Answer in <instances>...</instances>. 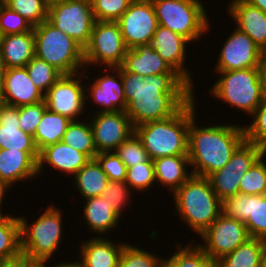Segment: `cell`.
Returning a JSON list of instances; mask_svg holds the SVG:
<instances>
[{"label": "cell", "instance_id": "6da1fadb", "mask_svg": "<svg viewBox=\"0 0 266 267\" xmlns=\"http://www.w3.org/2000/svg\"><path fill=\"white\" fill-rule=\"evenodd\" d=\"M196 115L190 119L188 128V157L191 173L208 177L222 169L236 149L246 140L243 125H214L197 127Z\"/></svg>", "mask_w": 266, "mask_h": 267}, {"label": "cell", "instance_id": "7a4b0ae2", "mask_svg": "<svg viewBox=\"0 0 266 267\" xmlns=\"http://www.w3.org/2000/svg\"><path fill=\"white\" fill-rule=\"evenodd\" d=\"M195 96L175 115L134 127L151 160L188 155V128L196 113Z\"/></svg>", "mask_w": 266, "mask_h": 267}, {"label": "cell", "instance_id": "3957f363", "mask_svg": "<svg viewBox=\"0 0 266 267\" xmlns=\"http://www.w3.org/2000/svg\"><path fill=\"white\" fill-rule=\"evenodd\" d=\"M173 196L181 220L198 235L222 213V201L207 177L192 175Z\"/></svg>", "mask_w": 266, "mask_h": 267}, {"label": "cell", "instance_id": "277c9868", "mask_svg": "<svg viewBox=\"0 0 266 267\" xmlns=\"http://www.w3.org/2000/svg\"><path fill=\"white\" fill-rule=\"evenodd\" d=\"M33 30L35 56L46 61L62 75L80 73L85 67L84 49L48 20L34 26Z\"/></svg>", "mask_w": 266, "mask_h": 267}, {"label": "cell", "instance_id": "5b68a950", "mask_svg": "<svg viewBox=\"0 0 266 267\" xmlns=\"http://www.w3.org/2000/svg\"><path fill=\"white\" fill-rule=\"evenodd\" d=\"M219 79L210 89V95L245 114L252 115L263 101L266 88L258 68L216 71Z\"/></svg>", "mask_w": 266, "mask_h": 267}, {"label": "cell", "instance_id": "8992f818", "mask_svg": "<svg viewBox=\"0 0 266 267\" xmlns=\"http://www.w3.org/2000/svg\"><path fill=\"white\" fill-rule=\"evenodd\" d=\"M61 212L56 205H51L31 226L25 220L27 218L19 217L21 252L38 264H46L62 242Z\"/></svg>", "mask_w": 266, "mask_h": 267}, {"label": "cell", "instance_id": "52a82bcc", "mask_svg": "<svg viewBox=\"0 0 266 267\" xmlns=\"http://www.w3.org/2000/svg\"><path fill=\"white\" fill-rule=\"evenodd\" d=\"M126 103L149 100H191L193 87L180 74L141 77L121 67Z\"/></svg>", "mask_w": 266, "mask_h": 267}, {"label": "cell", "instance_id": "ba28073f", "mask_svg": "<svg viewBox=\"0 0 266 267\" xmlns=\"http://www.w3.org/2000/svg\"><path fill=\"white\" fill-rule=\"evenodd\" d=\"M151 1L158 25L182 35L190 43L209 30L210 23L200 0Z\"/></svg>", "mask_w": 266, "mask_h": 267}, {"label": "cell", "instance_id": "9c48e42d", "mask_svg": "<svg viewBox=\"0 0 266 267\" xmlns=\"http://www.w3.org/2000/svg\"><path fill=\"white\" fill-rule=\"evenodd\" d=\"M127 50L117 22L95 21L90 41L84 49L85 68L90 64L121 67Z\"/></svg>", "mask_w": 266, "mask_h": 267}, {"label": "cell", "instance_id": "30bf717a", "mask_svg": "<svg viewBox=\"0 0 266 267\" xmlns=\"http://www.w3.org/2000/svg\"><path fill=\"white\" fill-rule=\"evenodd\" d=\"M73 38L83 49L88 45L95 23L92 5L84 0H66L48 5V19Z\"/></svg>", "mask_w": 266, "mask_h": 267}, {"label": "cell", "instance_id": "8fae6325", "mask_svg": "<svg viewBox=\"0 0 266 267\" xmlns=\"http://www.w3.org/2000/svg\"><path fill=\"white\" fill-rule=\"evenodd\" d=\"M265 153L266 150L261 146L245 140L233 153L225 167L214 171L207 177L217 197L224 201L239 193L241 177Z\"/></svg>", "mask_w": 266, "mask_h": 267}, {"label": "cell", "instance_id": "7c38bea8", "mask_svg": "<svg viewBox=\"0 0 266 267\" xmlns=\"http://www.w3.org/2000/svg\"><path fill=\"white\" fill-rule=\"evenodd\" d=\"M200 236L204 242L198 245L215 262L250 239L245 223L224 213H221Z\"/></svg>", "mask_w": 266, "mask_h": 267}, {"label": "cell", "instance_id": "4fadbf2b", "mask_svg": "<svg viewBox=\"0 0 266 267\" xmlns=\"http://www.w3.org/2000/svg\"><path fill=\"white\" fill-rule=\"evenodd\" d=\"M83 75L85 74L62 75L44 95L47 109L72 121H78L80 115L85 112L83 108L89 98L85 92L87 88L81 83ZM78 116L79 118H76Z\"/></svg>", "mask_w": 266, "mask_h": 267}, {"label": "cell", "instance_id": "5bb4252c", "mask_svg": "<svg viewBox=\"0 0 266 267\" xmlns=\"http://www.w3.org/2000/svg\"><path fill=\"white\" fill-rule=\"evenodd\" d=\"M116 22L128 49L151 44L158 26L151 0H133Z\"/></svg>", "mask_w": 266, "mask_h": 267}, {"label": "cell", "instance_id": "9a60e30c", "mask_svg": "<svg viewBox=\"0 0 266 267\" xmlns=\"http://www.w3.org/2000/svg\"><path fill=\"white\" fill-rule=\"evenodd\" d=\"M222 213L244 222L250 238L266 239V195L239 192L222 201Z\"/></svg>", "mask_w": 266, "mask_h": 267}, {"label": "cell", "instance_id": "2e32d148", "mask_svg": "<svg viewBox=\"0 0 266 267\" xmlns=\"http://www.w3.org/2000/svg\"><path fill=\"white\" fill-rule=\"evenodd\" d=\"M90 124L97 153L114 152L132 133L134 127L125 111L95 113Z\"/></svg>", "mask_w": 266, "mask_h": 267}, {"label": "cell", "instance_id": "e0dca14e", "mask_svg": "<svg viewBox=\"0 0 266 267\" xmlns=\"http://www.w3.org/2000/svg\"><path fill=\"white\" fill-rule=\"evenodd\" d=\"M261 52L246 33L235 28L220 50L215 71L255 68Z\"/></svg>", "mask_w": 266, "mask_h": 267}, {"label": "cell", "instance_id": "ac0fdd59", "mask_svg": "<svg viewBox=\"0 0 266 267\" xmlns=\"http://www.w3.org/2000/svg\"><path fill=\"white\" fill-rule=\"evenodd\" d=\"M186 44L188 46L190 42L182 35L160 25L157 26L151 42L159 56L194 88L190 71L184 67L186 65L185 58H187Z\"/></svg>", "mask_w": 266, "mask_h": 267}, {"label": "cell", "instance_id": "d6986e66", "mask_svg": "<svg viewBox=\"0 0 266 267\" xmlns=\"http://www.w3.org/2000/svg\"><path fill=\"white\" fill-rule=\"evenodd\" d=\"M44 101V94L34 85L26 67L7 68L1 103L20 107Z\"/></svg>", "mask_w": 266, "mask_h": 267}, {"label": "cell", "instance_id": "ffe728a7", "mask_svg": "<svg viewBox=\"0 0 266 267\" xmlns=\"http://www.w3.org/2000/svg\"><path fill=\"white\" fill-rule=\"evenodd\" d=\"M109 70H113V75L107 73L104 76L97 77L96 81L94 80L92 84L88 85L90 87L88 92L89 96L93 98L92 101L98 104L99 107L102 106L97 113L125 111L126 100L121 67H113L109 68Z\"/></svg>", "mask_w": 266, "mask_h": 267}, {"label": "cell", "instance_id": "44dd1931", "mask_svg": "<svg viewBox=\"0 0 266 267\" xmlns=\"http://www.w3.org/2000/svg\"><path fill=\"white\" fill-rule=\"evenodd\" d=\"M39 151L0 149V180L10 186L38 175Z\"/></svg>", "mask_w": 266, "mask_h": 267}, {"label": "cell", "instance_id": "7402d4cb", "mask_svg": "<svg viewBox=\"0 0 266 267\" xmlns=\"http://www.w3.org/2000/svg\"><path fill=\"white\" fill-rule=\"evenodd\" d=\"M90 161V158L76 150L75 148L65 144L62 141L48 145L39 151L37 161V172L42 173L45 163L50 164L52 168L58 169L60 172L75 175L83 166Z\"/></svg>", "mask_w": 266, "mask_h": 267}, {"label": "cell", "instance_id": "603a6c76", "mask_svg": "<svg viewBox=\"0 0 266 267\" xmlns=\"http://www.w3.org/2000/svg\"><path fill=\"white\" fill-rule=\"evenodd\" d=\"M228 12L237 29L246 33L261 49H266V13L241 0H232Z\"/></svg>", "mask_w": 266, "mask_h": 267}, {"label": "cell", "instance_id": "cb8c5ba5", "mask_svg": "<svg viewBox=\"0 0 266 267\" xmlns=\"http://www.w3.org/2000/svg\"><path fill=\"white\" fill-rule=\"evenodd\" d=\"M0 149L38 151L33 136L19 125V107L0 102Z\"/></svg>", "mask_w": 266, "mask_h": 267}, {"label": "cell", "instance_id": "d4e9b609", "mask_svg": "<svg viewBox=\"0 0 266 267\" xmlns=\"http://www.w3.org/2000/svg\"><path fill=\"white\" fill-rule=\"evenodd\" d=\"M121 67L141 77L158 74H178L162 59L151 44L128 49Z\"/></svg>", "mask_w": 266, "mask_h": 267}, {"label": "cell", "instance_id": "484cf974", "mask_svg": "<svg viewBox=\"0 0 266 267\" xmlns=\"http://www.w3.org/2000/svg\"><path fill=\"white\" fill-rule=\"evenodd\" d=\"M190 100H149L128 101L125 113L133 127L140 124L162 120L177 114Z\"/></svg>", "mask_w": 266, "mask_h": 267}, {"label": "cell", "instance_id": "4316f807", "mask_svg": "<svg viewBox=\"0 0 266 267\" xmlns=\"http://www.w3.org/2000/svg\"><path fill=\"white\" fill-rule=\"evenodd\" d=\"M34 30L0 36V60L7 68L25 67L35 56Z\"/></svg>", "mask_w": 266, "mask_h": 267}, {"label": "cell", "instance_id": "83f0119b", "mask_svg": "<svg viewBox=\"0 0 266 267\" xmlns=\"http://www.w3.org/2000/svg\"><path fill=\"white\" fill-rule=\"evenodd\" d=\"M103 236L93 237L81 245L80 260L85 267H118L122 249L126 243L114 242Z\"/></svg>", "mask_w": 266, "mask_h": 267}, {"label": "cell", "instance_id": "f1b7e54d", "mask_svg": "<svg viewBox=\"0 0 266 267\" xmlns=\"http://www.w3.org/2000/svg\"><path fill=\"white\" fill-rule=\"evenodd\" d=\"M155 179L170 188L174 193L180 188L193 174L187 172V167L191 165L188 155L165 156L153 160Z\"/></svg>", "mask_w": 266, "mask_h": 267}, {"label": "cell", "instance_id": "f546056e", "mask_svg": "<svg viewBox=\"0 0 266 267\" xmlns=\"http://www.w3.org/2000/svg\"><path fill=\"white\" fill-rule=\"evenodd\" d=\"M85 200L82 217L92 232L99 235L106 234L111 229H116L115 227L119 226L121 217L112 209L106 198L97 196Z\"/></svg>", "mask_w": 266, "mask_h": 267}, {"label": "cell", "instance_id": "4dcf8cb0", "mask_svg": "<svg viewBox=\"0 0 266 267\" xmlns=\"http://www.w3.org/2000/svg\"><path fill=\"white\" fill-rule=\"evenodd\" d=\"M74 176L76 189L84 199L101 196L109 183L106 173L96 159H90Z\"/></svg>", "mask_w": 266, "mask_h": 267}, {"label": "cell", "instance_id": "1f68e13d", "mask_svg": "<svg viewBox=\"0 0 266 267\" xmlns=\"http://www.w3.org/2000/svg\"><path fill=\"white\" fill-rule=\"evenodd\" d=\"M71 121L66 116L53 113L47 109L43 113L33 136L37 150L40 151L48 145L61 141Z\"/></svg>", "mask_w": 266, "mask_h": 267}, {"label": "cell", "instance_id": "d6a6232c", "mask_svg": "<svg viewBox=\"0 0 266 267\" xmlns=\"http://www.w3.org/2000/svg\"><path fill=\"white\" fill-rule=\"evenodd\" d=\"M216 264L217 267H263V240L248 239Z\"/></svg>", "mask_w": 266, "mask_h": 267}, {"label": "cell", "instance_id": "836d02e7", "mask_svg": "<svg viewBox=\"0 0 266 267\" xmlns=\"http://www.w3.org/2000/svg\"><path fill=\"white\" fill-rule=\"evenodd\" d=\"M61 141L86 154L90 159H95L97 150L90 122L71 121Z\"/></svg>", "mask_w": 266, "mask_h": 267}, {"label": "cell", "instance_id": "e575fe53", "mask_svg": "<svg viewBox=\"0 0 266 267\" xmlns=\"http://www.w3.org/2000/svg\"><path fill=\"white\" fill-rule=\"evenodd\" d=\"M21 252L20 220L11 214L0 223V261Z\"/></svg>", "mask_w": 266, "mask_h": 267}, {"label": "cell", "instance_id": "d590c367", "mask_svg": "<svg viewBox=\"0 0 266 267\" xmlns=\"http://www.w3.org/2000/svg\"><path fill=\"white\" fill-rule=\"evenodd\" d=\"M177 245L179 251L173 253L169 259H165L170 267H217L216 262L198 244L195 246L187 244L186 247L179 243Z\"/></svg>", "mask_w": 266, "mask_h": 267}, {"label": "cell", "instance_id": "8d00e7d4", "mask_svg": "<svg viewBox=\"0 0 266 267\" xmlns=\"http://www.w3.org/2000/svg\"><path fill=\"white\" fill-rule=\"evenodd\" d=\"M31 81L45 95L62 74L46 61L34 56L25 66Z\"/></svg>", "mask_w": 266, "mask_h": 267}, {"label": "cell", "instance_id": "74e56055", "mask_svg": "<svg viewBox=\"0 0 266 267\" xmlns=\"http://www.w3.org/2000/svg\"><path fill=\"white\" fill-rule=\"evenodd\" d=\"M266 153L241 177L239 192L247 195H266Z\"/></svg>", "mask_w": 266, "mask_h": 267}, {"label": "cell", "instance_id": "f35d334b", "mask_svg": "<svg viewBox=\"0 0 266 267\" xmlns=\"http://www.w3.org/2000/svg\"><path fill=\"white\" fill-rule=\"evenodd\" d=\"M4 4L23 16L33 27L48 19V3L45 0H6Z\"/></svg>", "mask_w": 266, "mask_h": 267}, {"label": "cell", "instance_id": "ab89813d", "mask_svg": "<svg viewBox=\"0 0 266 267\" xmlns=\"http://www.w3.org/2000/svg\"><path fill=\"white\" fill-rule=\"evenodd\" d=\"M165 259L157 257L141 247L126 243L122 249L118 267H161Z\"/></svg>", "mask_w": 266, "mask_h": 267}, {"label": "cell", "instance_id": "60d3db41", "mask_svg": "<svg viewBox=\"0 0 266 267\" xmlns=\"http://www.w3.org/2000/svg\"><path fill=\"white\" fill-rule=\"evenodd\" d=\"M117 156L125 164L126 168L136 164L145 163L150 158L142 141L134 132L115 151Z\"/></svg>", "mask_w": 266, "mask_h": 267}, {"label": "cell", "instance_id": "b9f144b4", "mask_svg": "<svg viewBox=\"0 0 266 267\" xmlns=\"http://www.w3.org/2000/svg\"><path fill=\"white\" fill-rule=\"evenodd\" d=\"M125 182L130 189L138 190L139 192L152 187L156 182L153 160L149 159L145 163L127 168Z\"/></svg>", "mask_w": 266, "mask_h": 267}, {"label": "cell", "instance_id": "7bdbcfd3", "mask_svg": "<svg viewBox=\"0 0 266 267\" xmlns=\"http://www.w3.org/2000/svg\"><path fill=\"white\" fill-rule=\"evenodd\" d=\"M254 119L250 125H244L245 139L247 142L261 146L266 150V95L251 115Z\"/></svg>", "mask_w": 266, "mask_h": 267}, {"label": "cell", "instance_id": "ee69618b", "mask_svg": "<svg viewBox=\"0 0 266 267\" xmlns=\"http://www.w3.org/2000/svg\"><path fill=\"white\" fill-rule=\"evenodd\" d=\"M33 28L23 16L0 3V36L21 34L32 31Z\"/></svg>", "mask_w": 266, "mask_h": 267}, {"label": "cell", "instance_id": "f6af8a7d", "mask_svg": "<svg viewBox=\"0 0 266 267\" xmlns=\"http://www.w3.org/2000/svg\"><path fill=\"white\" fill-rule=\"evenodd\" d=\"M133 0H92V10L96 21L116 22L128 9Z\"/></svg>", "mask_w": 266, "mask_h": 267}, {"label": "cell", "instance_id": "bcb514c9", "mask_svg": "<svg viewBox=\"0 0 266 267\" xmlns=\"http://www.w3.org/2000/svg\"><path fill=\"white\" fill-rule=\"evenodd\" d=\"M131 189L125 181H109L101 195L108 200L112 209L121 217L122 210L128 205Z\"/></svg>", "mask_w": 266, "mask_h": 267}, {"label": "cell", "instance_id": "7dc6e473", "mask_svg": "<svg viewBox=\"0 0 266 267\" xmlns=\"http://www.w3.org/2000/svg\"><path fill=\"white\" fill-rule=\"evenodd\" d=\"M47 110L45 100L32 105L19 107V125L25 132L34 136L37 126L42 119L43 113Z\"/></svg>", "mask_w": 266, "mask_h": 267}, {"label": "cell", "instance_id": "c3c4849f", "mask_svg": "<svg viewBox=\"0 0 266 267\" xmlns=\"http://www.w3.org/2000/svg\"><path fill=\"white\" fill-rule=\"evenodd\" d=\"M95 159L106 173L109 181H125L127 168L115 152L97 153Z\"/></svg>", "mask_w": 266, "mask_h": 267}, {"label": "cell", "instance_id": "681fc988", "mask_svg": "<svg viewBox=\"0 0 266 267\" xmlns=\"http://www.w3.org/2000/svg\"><path fill=\"white\" fill-rule=\"evenodd\" d=\"M37 265L36 261L23 252L0 261V267H36Z\"/></svg>", "mask_w": 266, "mask_h": 267}, {"label": "cell", "instance_id": "f907efd6", "mask_svg": "<svg viewBox=\"0 0 266 267\" xmlns=\"http://www.w3.org/2000/svg\"><path fill=\"white\" fill-rule=\"evenodd\" d=\"M259 77L263 80L266 88V49L262 50L258 60Z\"/></svg>", "mask_w": 266, "mask_h": 267}, {"label": "cell", "instance_id": "816d5d0a", "mask_svg": "<svg viewBox=\"0 0 266 267\" xmlns=\"http://www.w3.org/2000/svg\"><path fill=\"white\" fill-rule=\"evenodd\" d=\"M251 6L259 8L266 13V0H241Z\"/></svg>", "mask_w": 266, "mask_h": 267}, {"label": "cell", "instance_id": "f5cc1de1", "mask_svg": "<svg viewBox=\"0 0 266 267\" xmlns=\"http://www.w3.org/2000/svg\"><path fill=\"white\" fill-rule=\"evenodd\" d=\"M53 267H85V265L81 260H78V261H72V263L71 262L58 263L56 265H53Z\"/></svg>", "mask_w": 266, "mask_h": 267}, {"label": "cell", "instance_id": "db71d44e", "mask_svg": "<svg viewBox=\"0 0 266 267\" xmlns=\"http://www.w3.org/2000/svg\"><path fill=\"white\" fill-rule=\"evenodd\" d=\"M11 186L3 180H0V209H2V201H3V197H5L6 195V191H8L7 189H9Z\"/></svg>", "mask_w": 266, "mask_h": 267}, {"label": "cell", "instance_id": "11a10c76", "mask_svg": "<svg viewBox=\"0 0 266 267\" xmlns=\"http://www.w3.org/2000/svg\"><path fill=\"white\" fill-rule=\"evenodd\" d=\"M6 71V67L0 60V102L2 98V92H3V85H4V74Z\"/></svg>", "mask_w": 266, "mask_h": 267}, {"label": "cell", "instance_id": "9f6ffc18", "mask_svg": "<svg viewBox=\"0 0 266 267\" xmlns=\"http://www.w3.org/2000/svg\"><path fill=\"white\" fill-rule=\"evenodd\" d=\"M263 267H266V239L263 240Z\"/></svg>", "mask_w": 266, "mask_h": 267}, {"label": "cell", "instance_id": "6f0895ef", "mask_svg": "<svg viewBox=\"0 0 266 267\" xmlns=\"http://www.w3.org/2000/svg\"><path fill=\"white\" fill-rule=\"evenodd\" d=\"M48 5L52 4V3H55V2H59V1H66V0H45Z\"/></svg>", "mask_w": 266, "mask_h": 267}, {"label": "cell", "instance_id": "680465c9", "mask_svg": "<svg viewBox=\"0 0 266 267\" xmlns=\"http://www.w3.org/2000/svg\"><path fill=\"white\" fill-rule=\"evenodd\" d=\"M8 215H3L2 214V211H1V209H0V223L7 217Z\"/></svg>", "mask_w": 266, "mask_h": 267}, {"label": "cell", "instance_id": "91938a15", "mask_svg": "<svg viewBox=\"0 0 266 267\" xmlns=\"http://www.w3.org/2000/svg\"><path fill=\"white\" fill-rule=\"evenodd\" d=\"M36 267H46V264H38Z\"/></svg>", "mask_w": 266, "mask_h": 267}, {"label": "cell", "instance_id": "94428289", "mask_svg": "<svg viewBox=\"0 0 266 267\" xmlns=\"http://www.w3.org/2000/svg\"><path fill=\"white\" fill-rule=\"evenodd\" d=\"M161 267H170L166 262Z\"/></svg>", "mask_w": 266, "mask_h": 267}]
</instances>
